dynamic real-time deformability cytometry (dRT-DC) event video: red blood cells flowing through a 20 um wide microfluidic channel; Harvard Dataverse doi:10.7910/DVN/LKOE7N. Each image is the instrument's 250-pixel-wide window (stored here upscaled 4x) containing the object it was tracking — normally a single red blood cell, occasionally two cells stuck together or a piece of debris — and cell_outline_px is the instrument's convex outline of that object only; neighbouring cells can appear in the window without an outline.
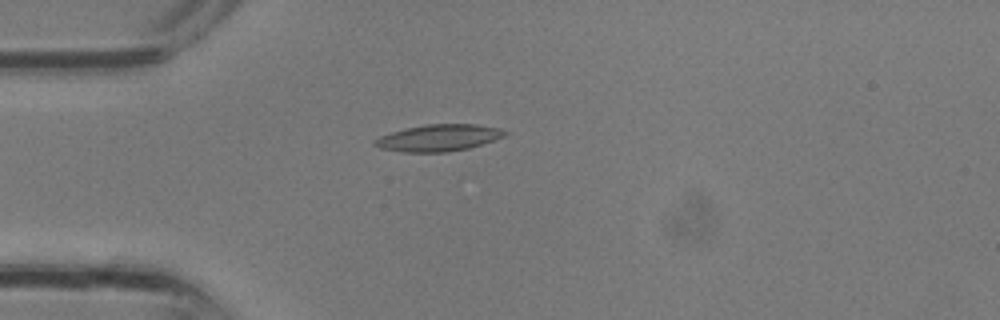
{"species": "common noctule bat (a hibernating species)", "species_latin": "Nyctalus noctula", "temperature_condition": "room temperature", "stored_images_in_passage": 4, "camera_frame_rate_fps": 3000, "um_per_image_px": 0.085, "animal": {"sex": "male", "body_mass_g": 13.3}, "frame": {"image": 1, "passage_image": 4, "time_ms": 1.0, "image_size_px": [1000, 320], "cell_outline_px": [[508, 132], [504, 136], [468, 148], [448, 152], [404, 152], [380, 148], [372, 144], [372, 140], [380, 136], [404, 128], [428, 124], [476, 124], [496, 128]], "centroid_in_image_um": [37.21, 11.72], "position_along_channel_um": 47.8, "area_um2": 20.06}}